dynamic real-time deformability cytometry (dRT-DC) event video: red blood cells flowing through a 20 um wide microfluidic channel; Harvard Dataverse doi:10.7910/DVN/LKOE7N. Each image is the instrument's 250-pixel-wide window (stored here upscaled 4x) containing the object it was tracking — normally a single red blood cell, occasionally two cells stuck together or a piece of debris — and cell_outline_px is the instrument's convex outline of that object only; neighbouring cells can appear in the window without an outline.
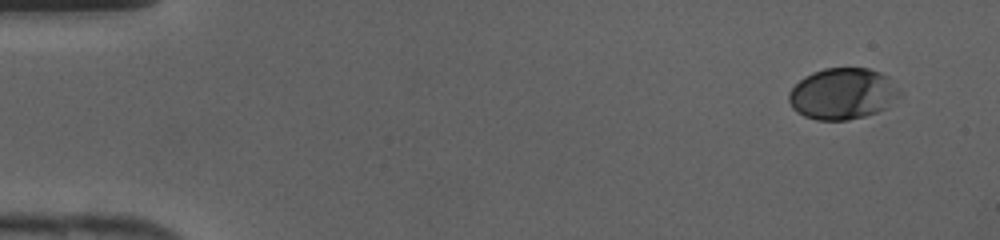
{"species": "human", "species_latin": "Homo sapiens", "temperature_condition": "cold", "stored_images_in_passage": 41, "camera_frame_rate_fps": 3000, "um_per_image_px": 0.085, "donor": {"sex": "female"}, "frame": {"image": 1, "passage_image": 1, "time_ms": 0.0, "image_size_px": [1000, 240], "cell_outline_px": [[900, 96], [884, 108], [876, 112], [864, 116], [848, 120], [816, 120], [804, 116], [796, 112], [792, 108], [788, 100], [788, 92], [804, 76], [812, 72], [824, 68], [868, 68], [880, 72], [888, 76], [900, 92]], "centroid_in_image_um": [71.59, 7.96], "position_along_channel_um": 13.4, "area_um2": 33.12}}
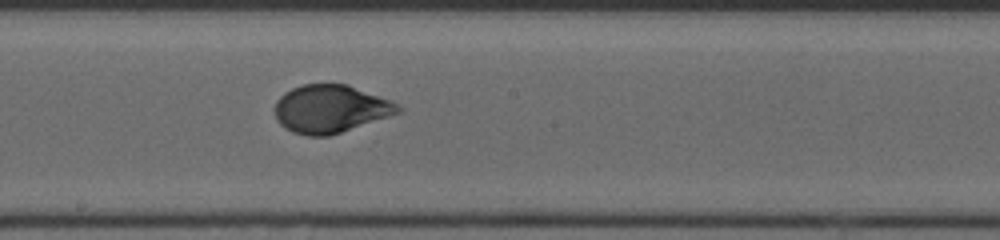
{"frame": {"image": 2, "passage_image": 22, "time_ms": 7.0, "image_size_px": [1000, 240], "cell_outline_px": [[404, 112], [328, 136], [308, 136], [292, 132], [284, 128], [280, 124], [276, 116], [276, 100], [284, 92], [292, 88], [304, 84], [348, 84], [388, 100], [404, 108]], "centroid_in_image_um": [28.1, 9.26], "position_along_channel_um": 220.1, "area_um2": 34.33}}
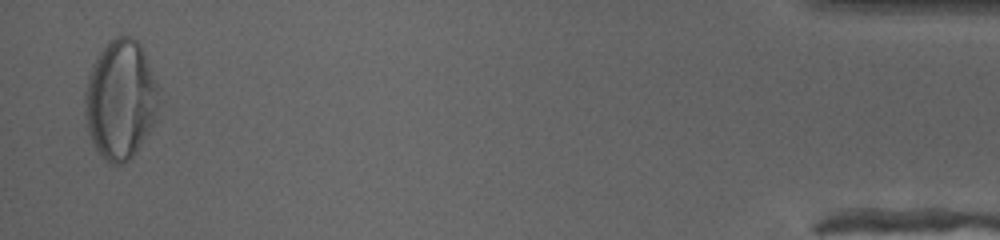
{"frame": {"image": 3, "passage_image": 40, "time_ms": 13.0, "image_size_px": [1000, 240], "cell_outline_px": [[156, 120], [136, 152], [124, 164], [108, 164], [104, 160], [96, 148], [88, 132], [84, 112], [84, 92], [88, 76], [92, 64], [108, 40], [116, 36], [132, 36], [144, 48], [156, 80]], "centroid_in_image_um": [10.21, 8.45], "position_along_channel_um": 425.0, "area_um2": 51.5}}